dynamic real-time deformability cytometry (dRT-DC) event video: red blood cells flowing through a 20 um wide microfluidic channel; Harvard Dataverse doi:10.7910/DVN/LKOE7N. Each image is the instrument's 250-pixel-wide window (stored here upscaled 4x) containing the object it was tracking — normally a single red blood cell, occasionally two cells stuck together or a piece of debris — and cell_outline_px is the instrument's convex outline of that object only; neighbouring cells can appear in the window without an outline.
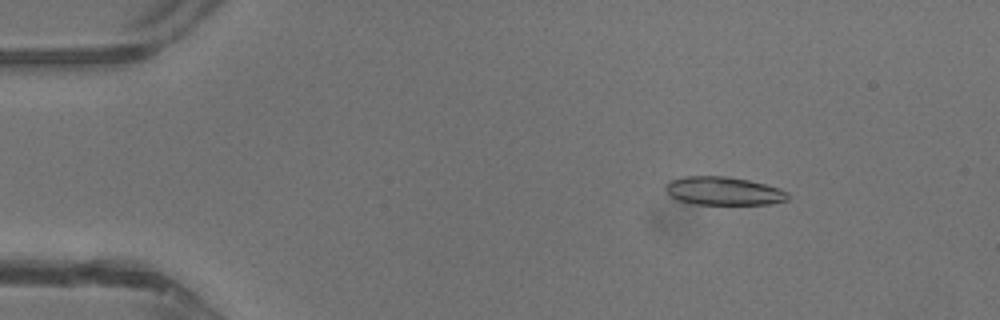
{"species": "common noctule bat (a hibernating species)", "species_latin": "Nyctalus noctula", "temperature_condition": "warm", "stored_images_in_passage": 44, "camera_frame_rate_fps": 3000, "um_per_image_px": 0.085, "animal": {"sex": "male", "body_mass_g": 13.3}, "frame": {"image": 1, "passage_image": 7, "time_ms": 2.0, "image_size_px": [1000, 320], "cell_outline_px": [[788, 200], [772, 204], [696, 204], [676, 200], [664, 188], [672, 180], [684, 176], [724, 176], [748, 180], [780, 188], [788, 192]], "centroid_in_image_um": [61.53, 16.24], "position_along_channel_um": 23.5, "area_um2": 20.06}}
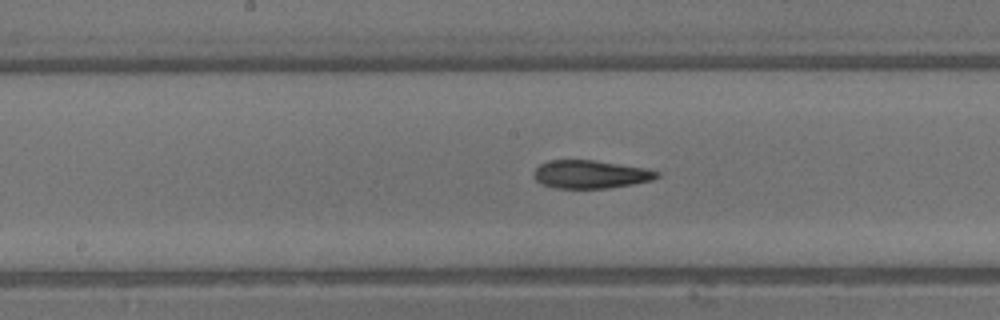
{"frame": {"image": 2, "passage_image": 23, "time_ms": 7.333, "image_size_px": [1000, 320], "cell_outline_px": [[660, 176], [652, 180], [632, 184], [608, 188], [552, 188], [536, 180], [532, 176], [532, 172], [540, 164], [548, 160], [592, 160], [648, 168], [660, 172]], "centroid_in_image_um": [50.19, 14.81], "position_along_channel_um": 198.0, "area_um2": 20.29}}
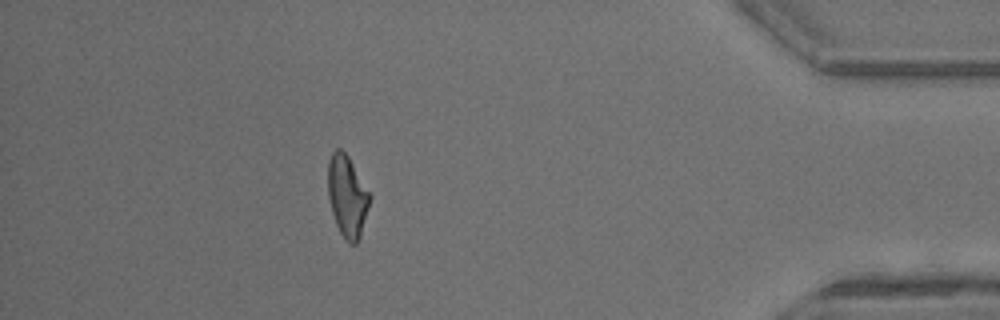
{"frame": {"image": 3, "passage_image": 39, "time_ms": 12.667, "image_size_px": [1000, 320], "cell_outline_px": [[372, 196], [360, 236], [356, 244], [348, 244], [344, 240], [336, 224], [332, 212], [328, 196], [328, 160], [332, 152], [336, 148], [340, 148], [348, 156]], "centroid_in_image_um": [29.51, 16.68], "position_along_channel_um": 405.7, "area_um2": 19.94}, "authors_computed_cell_mechanics": {"area_um2": 20.3456, "velocity_mm_per_s": 4.8172, "shape_relaxation_time_tau1_ms": 5.2036, "shape_relaxation_time_tau2_ms": 1.7358, "deformation_change_tau1": 0.2223, "deformation_change_tau2": 0.115}}